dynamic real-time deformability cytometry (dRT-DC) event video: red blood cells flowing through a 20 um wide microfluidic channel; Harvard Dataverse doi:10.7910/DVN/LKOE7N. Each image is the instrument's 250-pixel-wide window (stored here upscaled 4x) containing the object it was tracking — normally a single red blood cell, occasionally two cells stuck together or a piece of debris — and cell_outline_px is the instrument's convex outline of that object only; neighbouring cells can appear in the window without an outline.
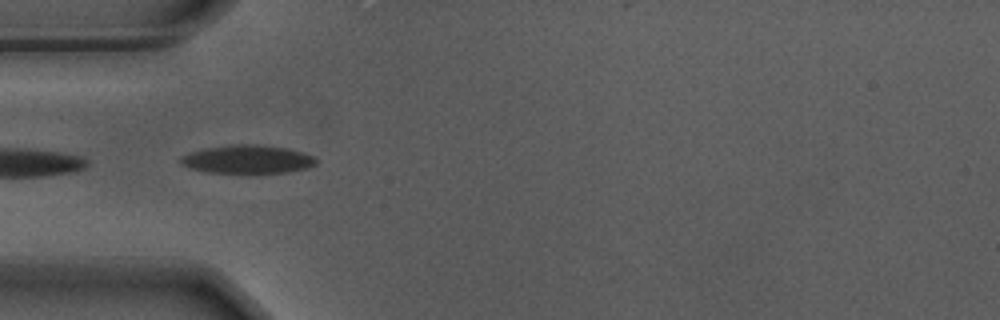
{"species": "Egyptian fruit bat (a non-hibernating species)", "species_latin": "Rousettus aegyptiacus", "temperature_condition": "warm", "stored_images_in_passage": 24, "camera_frame_rate_fps": 3000, "um_per_image_px": 0.085, "animal": {"sex": "male"}, "frame": {"image": 1, "passage_image": 4, "time_ms": 1.0, "image_size_px": [1000, 320], "cell_outline_px": [[316, 164], [308, 168], [288, 172], [256, 176], [244, 176], [208, 172], [192, 168], [180, 164], [180, 160], [184, 156], [192, 152], [208, 148], [232, 144], [252, 144], [284, 148], [300, 152], [312, 156], [316, 160]], "centroid_in_image_um": [21.06, 13.61], "position_along_channel_um": 63.9, "area_um2": 23.0}}
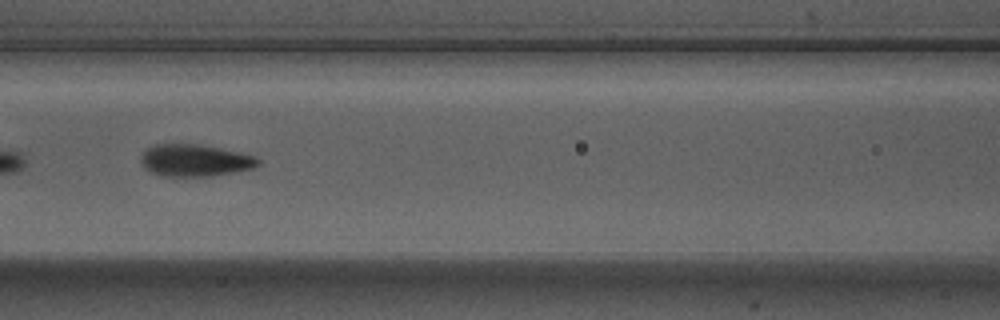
{"frame": {"image": 2, "passage_image": 11, "time_ms": 3.333, "image_size_px": [1000, 320], "cell_outline_px": [[260, 164], [252, 168], [212, 176], [160, 176], [144, 168], [140, 160], [140, 156], [152, 144], [200, 144], [236, 152], [252, 156], [260, 160]], "centroid_in_image_um": [16.5, 13.63], "position_along_channel_um": 150.1, "area_um2": 21.68}}
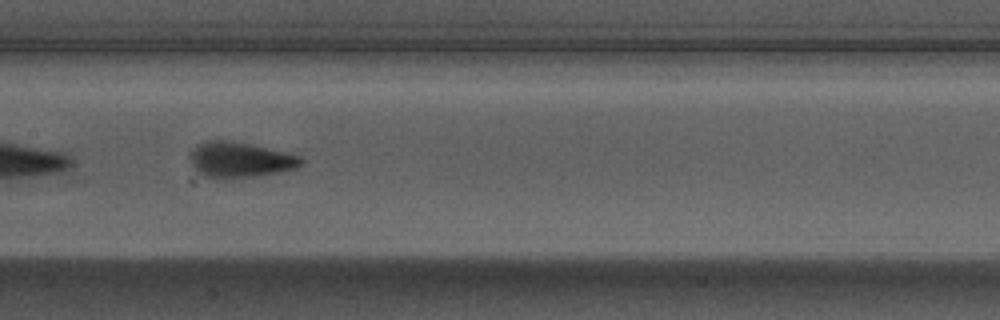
{"frame": {"image": 3, "passage_image": 14, "time_ms": 4.333, "image_size_px": [1000, 320], "cell_outline_px": [[304, 164], [296, 168], [280, 172], [260, 176], [228, 180], [216, 180], [204, 176], [192, 164], [192, 148], [208, 140], [224, 140], [248, 144], [300, 156], [304, 160]], "centroid_in_image_um": [20.42, 13.63], "position_along_channel_um": 187.0, "area_um2": 22.95}}